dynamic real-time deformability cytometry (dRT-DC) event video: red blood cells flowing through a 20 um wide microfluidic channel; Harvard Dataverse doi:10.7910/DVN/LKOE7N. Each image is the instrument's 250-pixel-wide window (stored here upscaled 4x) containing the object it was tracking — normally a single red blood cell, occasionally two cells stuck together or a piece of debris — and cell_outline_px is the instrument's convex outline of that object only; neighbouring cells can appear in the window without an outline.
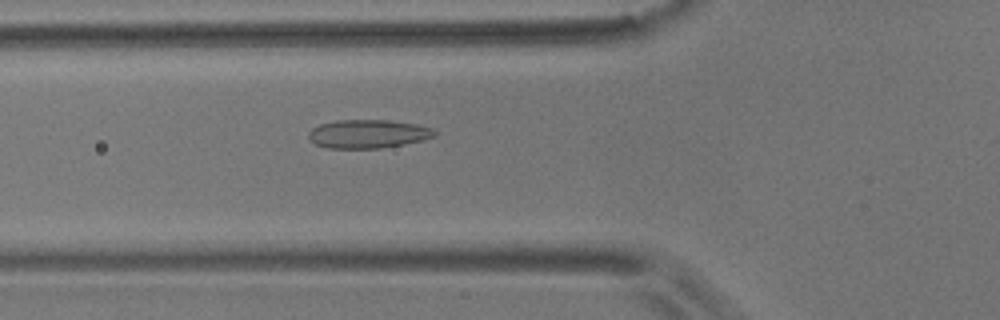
{"species": "common noctule bat (a hibernating species)", "species_latin": "Nyctalus noctula", "temperature_condition": "room temperature", "stored_images_in_passage": 3, "camera_frame_rate_fps": 3000, "um_per_image_px": 0.085, "animal": {"sex": "male", "body_mass_g": 17.9}, "frame": {"image": 1, "passage_image": 3, "time_ms": 0.667, "image_size_px": [1000, 320], "cell_outline_px": [[436, 136], [424, 140], [404, 144], [380, 148], [328, 148], [316, 144], [308, 140], [308, 132], [312, 128], [320, 124], [336, 120], [388, 120], [416, 124], [432, 128], [436, 132]], "centroid_in_image_um": [31.27, 11.38], "position_along_channel_um": 94.5, "area_um2": 21.04}}